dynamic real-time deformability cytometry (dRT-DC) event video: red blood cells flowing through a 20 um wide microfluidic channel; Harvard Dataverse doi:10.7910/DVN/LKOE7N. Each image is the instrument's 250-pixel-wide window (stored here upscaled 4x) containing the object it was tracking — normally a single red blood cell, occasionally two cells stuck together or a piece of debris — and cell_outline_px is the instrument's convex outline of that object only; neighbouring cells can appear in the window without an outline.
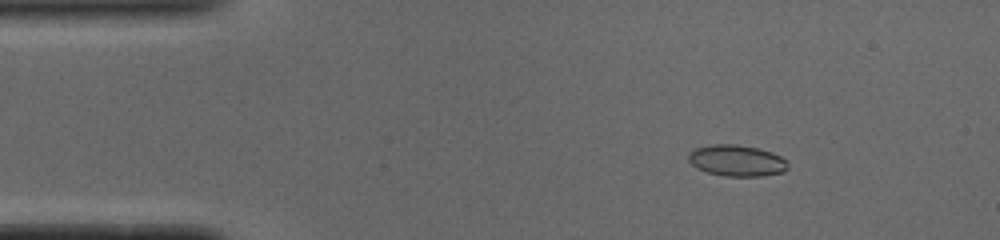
{"species": "common noctule bat (a hibernating species)", "species_latin": "Nyctalus noctula", "temperature_condition": "cold", "stored_images_in_passage": 48, "camera_frame_rate_fps": 3000, "um_per_image_px": 0.085, "animal": {"sex": "male", "body_mass_g": 19.0, "forearm_length_mm": 50.8}, "frame": {"image": 1, "passage_image": 7, "time_ms": 2.0, "image_size_px": [1000, 240], "cell_outline_px": [[788, 168], [784, 172], [760, 176], [724, 176], [708, 172], [696, 168], [688, 160], [688, 156], [696, 148], [712, 144], [736, 144], [756, 148], [772, 152], [780, 156], [788, 164]], "centroid_in_image_um": [62.63, 13.65], "position_along_channel_um": 22.4, "area_um2": 17.98}}
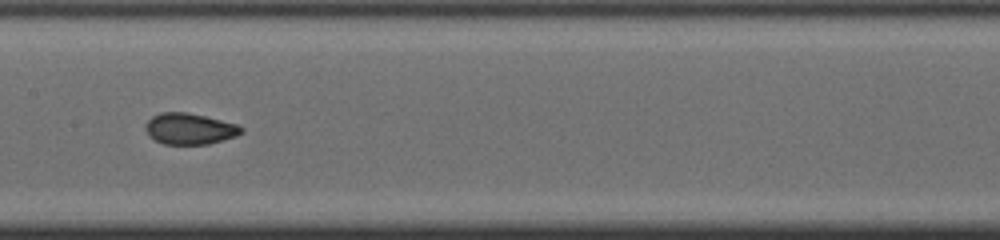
{"frame": {"image": 2, "passage_image": 25, "time_ms": 8.0, "image_size_px": [1000, 240], "cell_outline_px": [[244, 132], [236, 136], [208, 144], [164, 144], [148, 136], [148, 120], [152, 116], [160, 112], [184, 112], [204, 116], [236, 124], [244, 128]], "centroid_in_image_um": [16.15, 10.95], "position_along_channel_um": 191.3, "area_um2": 17.11}}
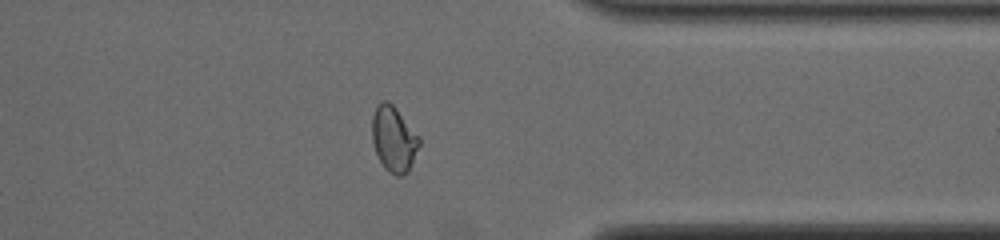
{"frame": {"image": 3, "passage_image": 40, "time_ms": 13.0, "image_size_px": [1000, 240], "cell_outline_px": [[420, 144], [408, 172], [400, 176], [396, 176], [388, 172], [384, 168], [376, 152], [372, 140], [372, 116], [376, 108], [384, 100], [388, 100], [396, 108], [420, 136]], "centroid_in_image_um": [33.48, 11.83], "position_along_channel_um": 377.9, "area_um2": 17.98}, "authors_computed_cell_mechanics": {"area_um2": 17.5134, "velocity_mm_per_s": 3.9113, "shape_relaxation_time_tau1_ms": 9.7879, "shape_relaxation_time_tau2_ms": null, "deformation_change_tau1": 0.2151, "deformation_change_tau2": null}}